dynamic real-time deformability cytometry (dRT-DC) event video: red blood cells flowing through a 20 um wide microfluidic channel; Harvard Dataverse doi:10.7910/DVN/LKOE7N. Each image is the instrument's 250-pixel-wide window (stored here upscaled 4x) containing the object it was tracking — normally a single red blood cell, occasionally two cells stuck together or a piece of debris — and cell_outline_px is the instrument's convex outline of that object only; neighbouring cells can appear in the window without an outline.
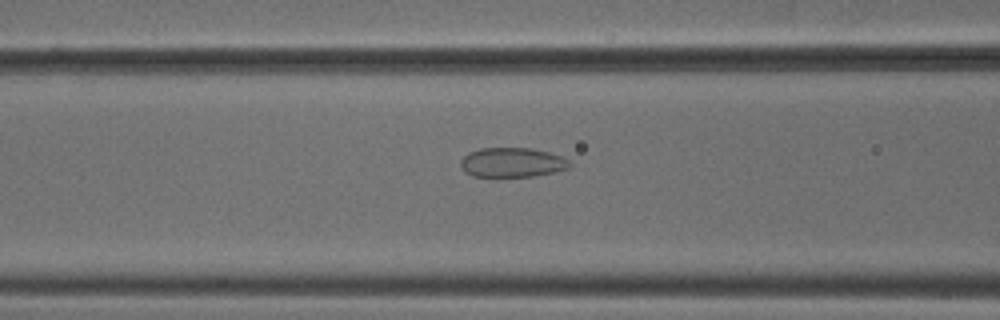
{"species": "common noctule bat (a hibernating species)", "species_latin": "Nyctalus noctula", "temperature_condition": "cold", "stored_images_in_passage": 36, "camera_frame_rate_fps": 3000, "um_per_image_px": 0.085, "animal": {"sex": "male", "body_mass_g": 18.8}, "frame": {"image": 1, "passage_image": 15, "time_ms": 4.667, "image_size_px": [1000, 320], "cell_outline_px": [[572, 164], [568, 168], [552, 172], [532, 176], [472, 176], [464, 172], [460, 164], [460, 160], [468, 152], [480, 148], [532, 148], [548, 152], [560, 156], [568, 160]], "centroid_in_image_um": [43.49, 13.8], "position_along_channel_um": 123.1, "area_um2": 18.67}}
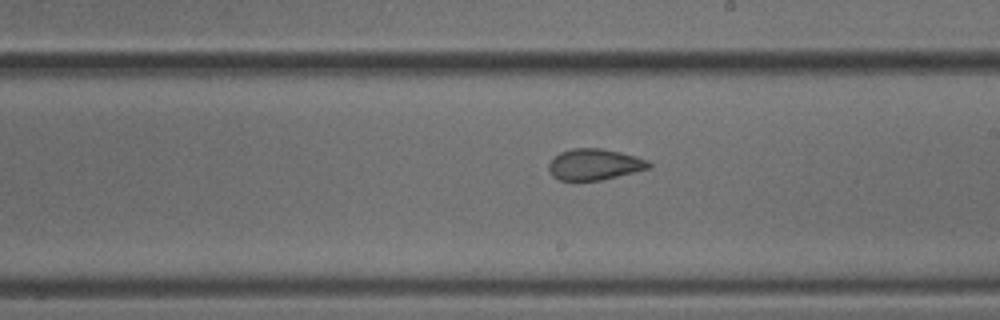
{"frame": {"image": 2, "passage_image": 24, "time_ms": 7.667, "image_size_px": [1000, 320], "cell_outline_px": [[652, 168], [600, 180], [560, 180], [552, 176], [548, 168], [548, 164], [560, 152], [572, 148], [600, 148], [620, 152], [648, 160], [652, 164]], "centroid_in_image_um": [50.54, 13.97], "position_along_channel_um": 238.5, "area_um2": 18.09}}
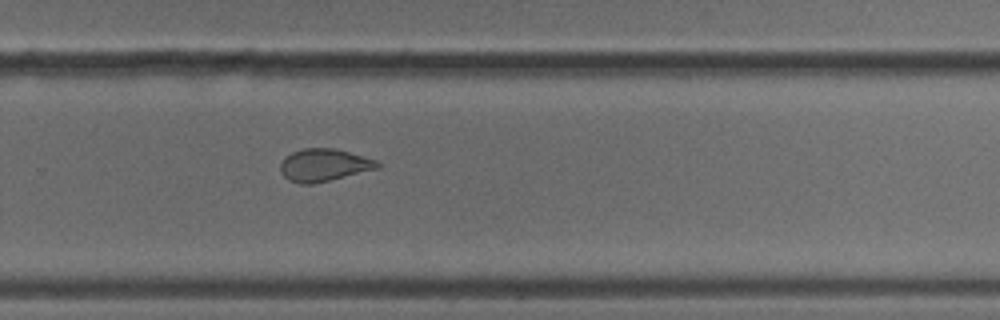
{"frame": {"image": 3, "passage_image": 29, "time_ms": 9.333, "image_size_px": [1000, 320], "cell_outline_px": [[380, 168], [312, 184], [300, 184], [288, 180], [280, 172], [280, 164], [284, 156], [292, 152], [304, 148], [336, 148], [376, 160], [380, 164]], "centroid_in_image_um": [27.51, 14.03], "position_along_channel_um": 302.3, "area_um2": 18.44}, "authors_computed_cell_mechanics": {"area_um2": 18.7272, "velocity_mm_per_s": 3.8454, "shape_relaxation_time_tau1_ms": 8.678, "shape_relaxation_time_tau2_ms": 1.2491, "deformation_change_tau1": 0.1334, "deformation_change_tau2": 0.0621}}